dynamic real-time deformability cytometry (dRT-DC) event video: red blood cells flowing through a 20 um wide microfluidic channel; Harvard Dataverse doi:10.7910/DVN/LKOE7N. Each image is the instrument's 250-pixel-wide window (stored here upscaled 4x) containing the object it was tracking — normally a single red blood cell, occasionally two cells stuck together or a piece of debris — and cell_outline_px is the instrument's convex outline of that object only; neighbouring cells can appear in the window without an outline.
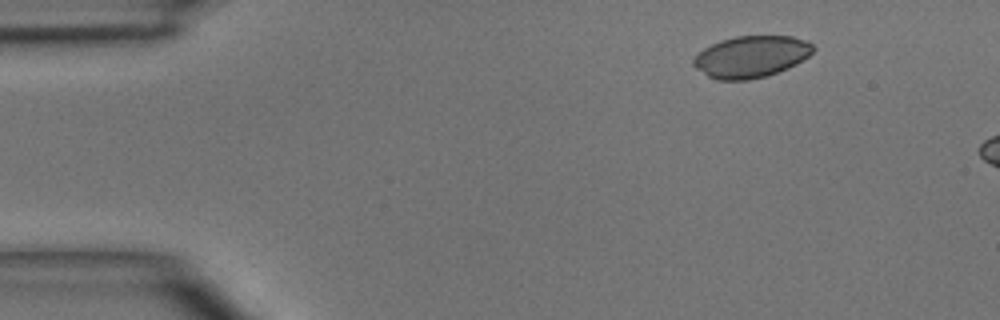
{"species": "common noctule bat (a hibernating species)", "species_latin": "Nyctalus noctula", "temperature_condition": "room temperature", "stored_images_in_passage": 4, "segment_of_instrument_passage": [2, 2], "camera_frame_rate_fps": 3000, "um_per_image_px": 0.085, "animal": {"sex": "male", "body_mass_g": 15.6}, "frame": {"image": 1, "passage_image": 4, "time_ms": 3.333, "image_size_px": [1000, 320], "cell_outline_px": [[816, 48], [808, 56], [796, 64], [788, 68], [764, 76], [748, 80], [716, 80], [708, 76], [696, 68], [692, 64], [692, 60], [704, 48], [720, 40], [736, 36], [792, 36], [804, 40], [812, 44]], "centroid_in_image_um": [63.84, 4.81], "position_along_channel_um": 21.2, "area_um2": 28.9}}